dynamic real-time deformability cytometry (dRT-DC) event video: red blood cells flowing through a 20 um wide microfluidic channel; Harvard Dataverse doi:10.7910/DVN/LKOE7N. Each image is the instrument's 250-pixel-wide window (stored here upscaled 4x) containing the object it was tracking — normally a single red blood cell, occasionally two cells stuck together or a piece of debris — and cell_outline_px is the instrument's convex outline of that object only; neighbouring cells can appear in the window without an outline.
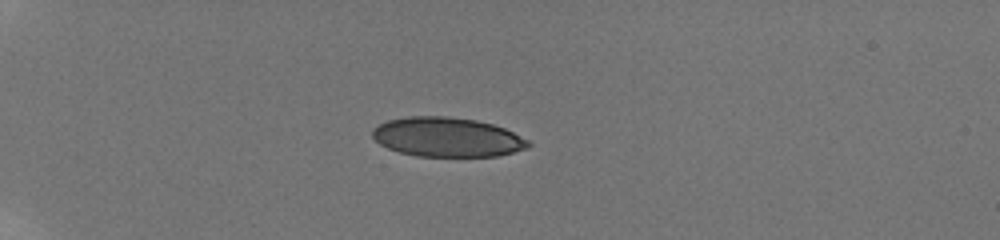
{"species": "human", "species_latin": "Homo sapiens", "temperature_condition": "room temperature", "stored_images_in_passage": 40, "camera_frame_rate_fps": 3000, "um_per_image_px": 0.085, "donor": {"sex": "male"}, "frame": {"image": 1, "passage_image": 1, "time_ms": 0.0, "image_size_px": [1000, 240], "cell_outline_px": [[532, 144], [528, 148], [496, 156], [416, 156], [400, 152], [388, 148], [380, 144], [372, 136], [372, 128], [388, 120], [408, 116], [448, 116], [476, 120], [492, 124], [504, 128], [528, 140]], "centroid_in_image_um": [37.99, 11.65], "position_along_channel_um": 47.0, "area_um2": 35.72}}
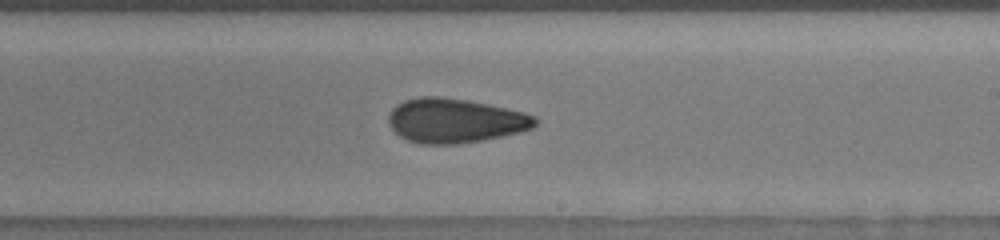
{"frame": {"image": 2, "passage_image": 21, "time_ms": 6.667, "image_size_px": [1000, 240], "cell_outline_px": [[540, 120], [532, 128], [520, 132], [480, 140], [456, 144], [420, 144], [408, 140], [400, 136], [388, 124], [388, 116], [392, 108], [396, 104], [404, 100], [420, 96], [440, 96], [468, 100], [524, 112], [536, 116]], "centroid_in_image_um": [38.66, 10.24], "position_along_channel_um": 250.3, "area_um2": 37.97}}
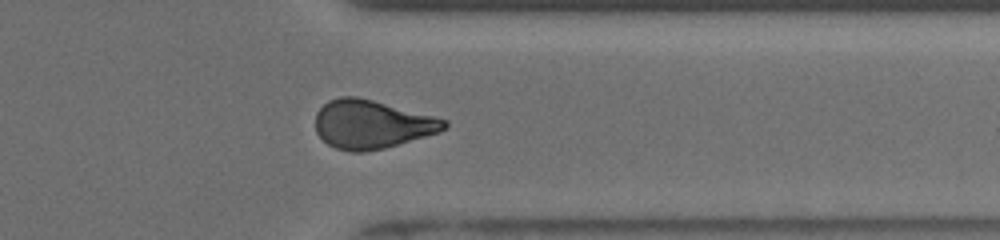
{"frame": {"image": 3, "passage_image": 31, "time_ms": 10.0, "image_size_px": [1000, 240], "cell_outline_px": [[448, 128], [440, 132], [384, 148], [364, 152], [352, 152], [336, 148], [328, 144], [316, 132], [316, 112], [328, 100], [340, 96], [356, 96], [372, 100], [448, 120]], "centroid_in_image_um": [31.6, 10.57], "position_along_channel_um": 379.8, "area_um2": 36.24}, "authors_computed_cell_mechanics": {"area_um2": 37.1076, "velocity_mm_per_s": 3.8816, "shape_relaxation_time_tau1_ms": 9.5585, "shape_relaxation_time_tau2_ms": 2.088, "deformation_change_tau1": 0.2206, "deformation_change_tau2": 0.0905}}